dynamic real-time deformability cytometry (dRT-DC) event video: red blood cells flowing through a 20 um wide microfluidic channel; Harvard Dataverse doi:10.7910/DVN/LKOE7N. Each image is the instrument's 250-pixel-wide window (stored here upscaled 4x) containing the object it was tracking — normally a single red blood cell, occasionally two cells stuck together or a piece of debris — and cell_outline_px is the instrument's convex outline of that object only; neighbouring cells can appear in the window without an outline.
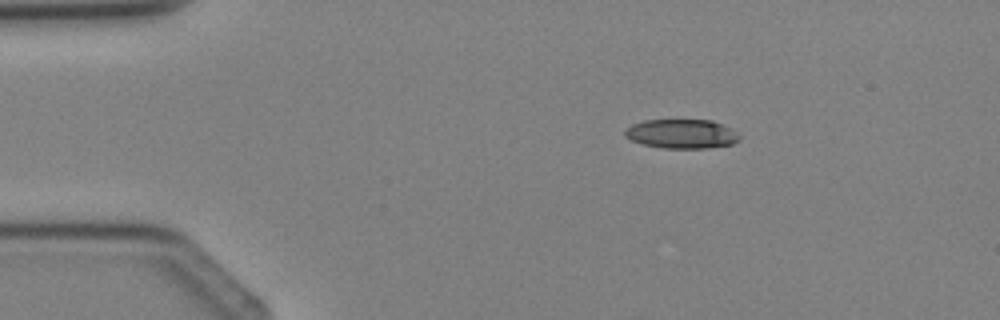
{"species": "Egyptian fruit bat (a non-hibernating species)", "species_latin": "Rousettus aegyptiacus", "temperature_condition": "cold", "stored_images_in_passage": 3, "segment_of_instrument_passage": [1, 2], "camera_frame_rate_fps": 3000, "um_per_image_px": 0.085, "animal": {"sex": "female"}, "frame": {"image": 1, "passage_image": 1, "time_ms": 0.0, "image_size_px": [1000, 320], "cell_outline_px": [[740, 140], [732, 144], [708, 148], [664, 148], [644, 144], [632, 140], [624, 136], [624, 132], [632, 124], [644, 120], [712, 120], [736, 132], [740, 136]], "centroid_in_image_um": [57.94, 11.38], "position_along_channel_um": 27.1, "area_um2": 19.31}}